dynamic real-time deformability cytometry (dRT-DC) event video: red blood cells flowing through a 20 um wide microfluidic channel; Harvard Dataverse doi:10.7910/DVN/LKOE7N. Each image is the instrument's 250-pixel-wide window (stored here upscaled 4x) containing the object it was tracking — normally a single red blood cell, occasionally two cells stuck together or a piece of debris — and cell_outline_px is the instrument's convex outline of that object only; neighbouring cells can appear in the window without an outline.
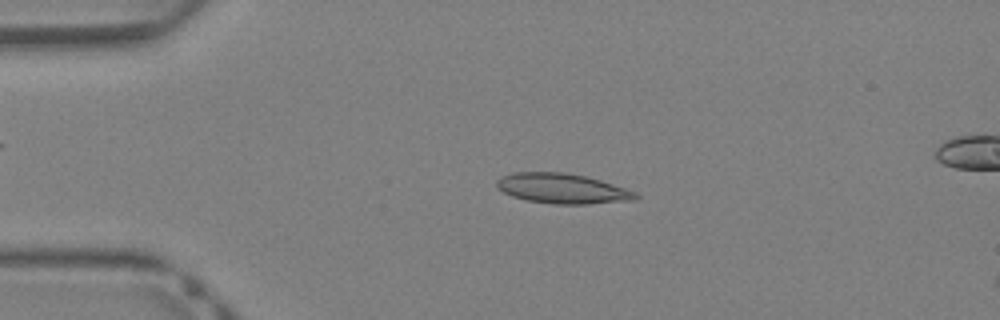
{"species": "Egyptian fruit bat (a non-hibernating species)", "species_latin": "Rousettus aegyptiacus", "temperature_condition": "warm", "stored_images_in_passage": 39, "camera_frame_rate_fps": 3000, "um_per_image_px": 0.085, "animal": {"sex": "female"}, "frame": {"image": 1, "passage_image": 8, "time_ms": 2.333, "image_size_px": [1000, 320], "cell_outline_px": [[640, 196], [636, 200], [588, 204], [552, 204], [528, 200], [512, 196], [504, 192], [496, 184], [496, 180], [504, 176], [516, 172], [564, 172], [584, 176], [600, 180], [636, 192]], "centroid_in_image_um": [47.83, 16.03], "position_along_channel_um": 37.2, "area_um2": 24.1}}
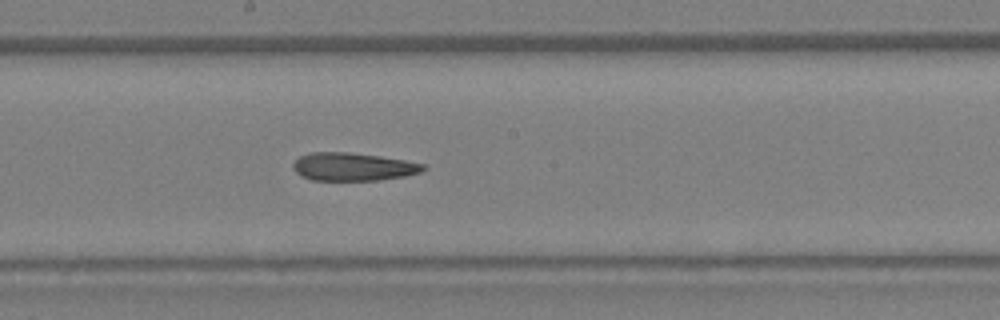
{"frame": {"image": 2, "passage_image": 21, "time_ms": 6.667, "image_size_px": [1000, 320], "cell_outline_px": [[428, 168], [420, 172], [404, 176], [380, 180], [312, 180], [300, 176], [292, 168], [292, 164], [300, 156], [312, 152], [348, 152], [380, 156], [404, 160], [424, 164]], "centroid_in_image_um": [29.99, 14.17], "position_along_channel_um": 218.2, "area_um2": 21.27}}
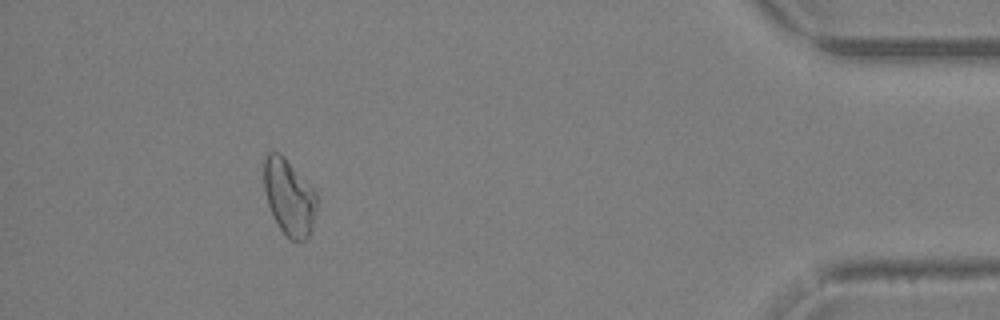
{"frame": {"image": 3, "passage_image": 36, "time_ms": 11.667, "image_size_px": [1000, 320], "cell_outline_px": [[316, 208], [312, 228], [308, 236], [304, 240], [292, 240], [280, 228], [272, 216], [264, 192], [264, 156], [268, 152], [280, 152], [284, 156], [316, 192]], "centroid_in_image_um": [24.55, 16.73], "position_along_channel_um": 410.7, "area_um2": 23.29}}